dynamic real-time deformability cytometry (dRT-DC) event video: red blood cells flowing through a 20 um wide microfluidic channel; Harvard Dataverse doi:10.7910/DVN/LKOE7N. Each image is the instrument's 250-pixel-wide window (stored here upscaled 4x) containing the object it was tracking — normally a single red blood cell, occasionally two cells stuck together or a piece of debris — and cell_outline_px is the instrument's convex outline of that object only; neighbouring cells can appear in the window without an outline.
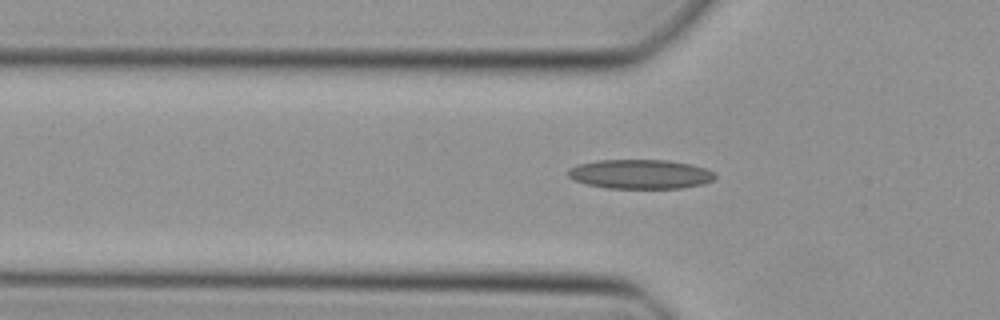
{"species": "Egyptian fruit bat (a non-hibernating species)", "species_latin": "Rousettus aegyptiacus", "temperature_condition": "cold", "stored_images_in_passage": 13, "camera_frame_rate_fps": 3000, "um_per_image_px": 0.085, "animal": {"sex": "female"}, "frame": {"image": 1, "passage_image": 5, "time_ms": 1.333, "image_size_px": [1000, 320], "cell_outline_px": [[716, 176], [712, 180], [704, 184], [680, 188], [604, 188], [588, 184], [576, 180], [568, 176], [568, 168], [580, 164], [596, 160], [668, 160], [692, 164], [716, 172]], "centroid_in_image_um": [54.46, 14.8], "position_along_channel_um": 71.3, "area_um2": 25.14}}
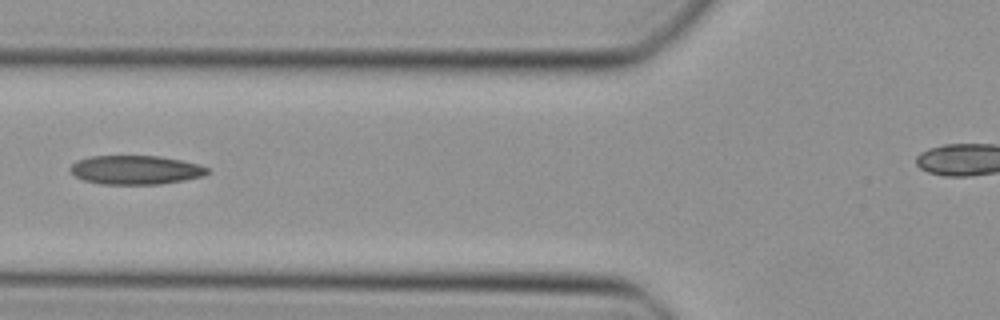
{"frame": {"image": 2, "passage_image": 8, "time_ms": 2.333, "image_size_px": [1000, 320], "cell_outline_px": [[208, 172], [204, 176], [184, 180], [160, 184], [100, 184], [84, 180], [76, 176], [68, 168], [76, 160], [88, 156], [160, 156], [200, 164], [208, 168]], "centroid_in_image_um": [11.52, 14.44], "position_along_channel_um": 114.3, "area_um2": 23.18}}
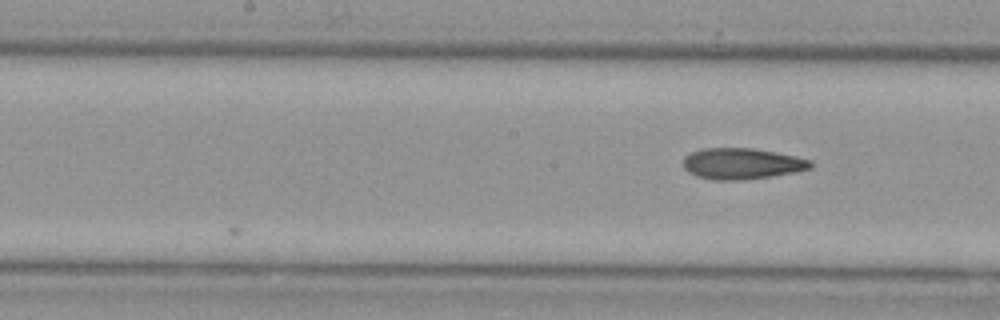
{"frame": {"image": 3, "passage_image": 13, "time_ms": 4.0, "image_size_px": [1000, 320], "cell_outline_px": [[812, 168], [796, 172], [772, 176], [740, 180], [712, 180], [696, 176], [688, 172], [684, 168], [684, 156], [692, 152], [704, 148], [752, 148], [776, 152], [796, 156], [812, 160]], "centroid_in_image_um": [63.07, 13.91], "position_along_channel_um": 185.1, "area_um2": 23.18}}